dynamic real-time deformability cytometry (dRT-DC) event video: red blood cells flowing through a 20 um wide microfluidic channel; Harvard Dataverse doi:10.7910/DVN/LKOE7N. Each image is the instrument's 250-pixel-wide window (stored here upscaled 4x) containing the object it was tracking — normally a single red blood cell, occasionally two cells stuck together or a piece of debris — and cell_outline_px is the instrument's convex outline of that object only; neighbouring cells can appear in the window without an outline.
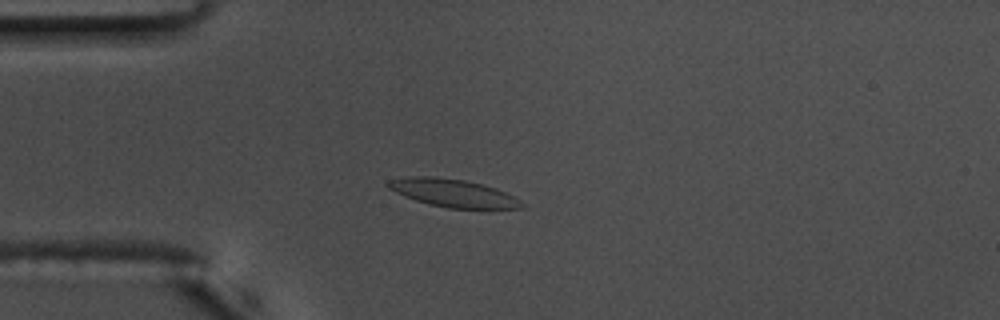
{"species": "common noctule bat (a hibernating species)", "species_latin": "Nyctalus noctula", "temperature_condition": "warm", "stored_images_in_passage": 45, "camera_frame_rate_fps": 3000, "um_per_image_px": 0.085, "animal": {"sex": "male", "body_mass_g": 17.5, "forearm_length_mm": 52.3}, "frame": {"image": 1, "passage_image": 14, "time_ms": 4.333, "image_size_px": [1000, 320], "cell_outline_px": [[524, 208], [448, 208], [428, 204], [404, 196], [388, 188], [384, 184], [388, 180], [408, 176], [436, 176], [464, 180], [496, 188], [520, 200], [524, 204]], "centroid_in_image_um": [38.45, 16.39], "position_along_channel_um": 46.5, "area_um2": 21.62}, "authors_computed_cell_mechanics": {"area_um2": 20.8658, "velocity_mm_per_s": 3.5942, "shape_relaxation_time_tau1_ms": 1.9633, "shape_relaxation_time_tau2_ms": 0.8649, "deformation_change_tau1": 0.109, "deformation_change_tau2": 0.0433}}